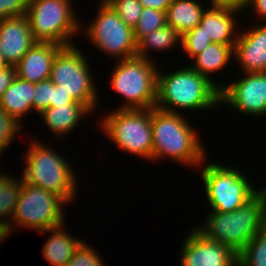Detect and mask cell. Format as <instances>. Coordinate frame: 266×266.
Here are the masks:
<instances>
[{
	"mask_svg": "<svg viewBox=\"0 0 266 266\" xmlns=\"http://www.w3.org/2000/svg\"><path fill=\"white\" fill-rule=\"evenodd\" d=\"M216 84L190 65L170 73L158 70L155 107L174 113L179 112L178 108L185 111L216 108L221 105V85Z\"/></svg>",
	"mask_w": 266,
	"mask_h": 266,
	"instance_id": "cell-1",
	"label": "cell"
},
{
	"mask_svg": "<svg viewBox=\"0 0 266 266\" xmlns=\"http://www.w3.org/2000/svg\"><path fill=\"white\" fill-rule=\"evenodd\" d=\"M179 113L151 109L152 161L170 157L190 167L202 166L207 151L184 114Z\"/></svg>",
	"mask_w": 266,
	"mask_h": 266,
	"instance_id": "cell-2",
	"label": "cell"
},
{
	"mask_svg": "<svg viewBox=\"0 0 266 266\" xmlns=\"http://www.w3.org/2000/svg\"><path fill=\"white\" fill-rule=\"evenodd\" d=\"M264 187V188H263ZM244 206L231 212L211 211L203 226L196 229L239 254L266 225V186Z\"/></svg>",
	"mask_w": 266,
	"mask_h": 266,
	"instance_id": "cell-3",
	"label": "cell"
},
{
	"mask_svg": "<svg viewBox=\"0 0 266 266\" xmlns=\"http://www.w3.org/2000/svg\"><path fill=\"white\" fill-rule=\"evenodd\" d=\"M29 146L28 152L23 155L26 157V166L21 175L23 179L27 183L61 196L67 203H73L78 192L77 175L67 160L40 141L31 140Z\"/></svg>",
	"mask_w": 266,
	"mask_h": 266,
	"instance_id": "cell-4",
	"label": "cell"
},
{
	"mask_svg": "<svg viewBox=\"0 0 266 266\" xmlns=\"http://www.w3.org/2000/svg\"><path fill=\"white\" fill-rule=\"evenodd\" d=\"M63 204L68 203L61 196L27 183L22 178V189L12 221L0 234V244L15 229L14 225L41 232L63 224Z\"/></svg>",
	"mask_w": 266,
	"mask_h": 266,
	"instance_id": "cell-5",
	"label": "cell"
},
{
	"mask_svg": "<svg viewBox=\"0 0 266 266\" xmlns=\"http://www.w3.org/2000/svg\"><path fill=\"white\" fill-rule=\"evenodd\" d=\"M158 69L152 59L132 57L119 60L111 86L126 101L118 109H152L157 100Z\"/></svg>",
	"mask_w": 266,
	"mask_h": 266,
	"instance_id": "cell-6",
	"label": "cell"
},
{
	"mask_svg": "<svg viewBox=\"0 0 266 266\" xmlns=\"http://www.w3.org/2000/svg\"><path fill=\"white\" fill-rule=\"evenodd\" d=\"M70 4L71 0H28L26 16L37 42L74 45L73 35L84 29Z\"/></svg>",
	"mask_w": 266,
	"mask_h": 266,
	"instance_id": "cell-7",
	"label": "cell"
},
{
	"mask_svg": "<svg viewBox=\"0 0 266 266\" xmlns=\"http://www.w3.org/2000/svg\"><path fill=\"white\" fill-rule=\"evenodd\" d=\"M100 122L106 137L120 149L152 160L151 109H116Z\"/></svg>",
	"mask_w": 266,
	"mask_h": 266,
	"instance_id": "cell-8",
	"label": "cell"
},
{
	"mask_svg": "<svg viewBox=\"0 0 266 266\" xmlns=\"http://www.w3.org/2000/svg\"><path fill=\"white\" fill-rule=\"evenodd\" d=\"M201 180L212 211L231 212L249 202L260 190L236 168L212 163L203 166Z\"/></svg>",
	"mask_w": 266,
	"mask_h": 266,
	"instance_id": "cell-9",
	"label": "cell"
},
{
	"mask_svg": "<svg viewBox=\"0 0 266 266\" xmlns=\"http://www.w3.org/2000/svg\"><path fill=\"white\" fill-rule=\"evenodd\" d=\"M86 58L76 45L62 47L55 55L50 80L93 113L99 100Z\"/></svg>",
	"mask_w": 266,
	"mask_h": 266,
	"instance_id": "cell-10",
	"label": "cell"
},
{
	"mask_svg": "<svg viewBox=\"0 0 266 266\" xmlns=\"http://www.w3.org/2000/svg\"><path fill=\"white\" fill-rule=\"evenodd\" d=\"M98 8L94 21L83 31L85 38L118 61L137 56L133 29L104 0H101Z\"/></svg>",
	"mask_w": 266,
	"mask_h": 266,
	"instance_id": "cell-11",
	"label": "cell"
},
{
	"mask_svg": "<svg viewBox=\"0 0 266 266\" xmlns=\"http://www.w3.org/2000/svg\"><path fill=\"white\" fill-rule=\"evenodd\" d=\"M243 75L233 83L221 85L220 103L244 115H266V71Z\"/></svg>",
	"mask_w": 266,
	"mask_h": 266,
	"instance_id": "cell-12",
	"label": "cell"
},
{
	"mask_svg": "<svg viewBox=\"0 0 266 266\" xmlns=\"http://www.w3.org/2000/svg\"><path fill=\"white\" fill-rule=\"evenodd\" d=\"M184 241L180 266H238V254L224 244L207 239L196 228Z\"/></svg>",
	"mask_w": 266,
	"mask_h": 266,
	"instance_id": "cell-13",
	"label": "cell"
},
{
	"mask_svg": "<svg viewBox=\"0 0 266 266\" xmlns=\"http://www.w3.org/2000/svg\"><path fill=\"white\" fill-rule=\"evenodd\" d=\"M36 42L26 15L0 20V50L8 64L16 65Z\"/></svg>",
	"mask_w": 266,
	"mask_h": 266,
	"instance_id": "cell-14",
	"label": "cell"
},
{
	"mask_svg": "<svg viewBox=\"0 0 266 266\" xmlns=\"http://www.w3.org/2000/svg\"><path fill=\"white\" fill-rule=\"evenodd\" d=\"M233 57L243 73L266 71V24L240 32L233 47Z\"/></svg>",
	"mask_w": 266,
	"mask_h": 266,
	"instance_id": "cell-15",
	"label": "cell"
},
{
	"mask_svg": "<svg viewBox=\"0 0 266 266\" xmlns=\"http://www.w3.org/2000/svg\"><path fill=\"white\" fill-rule=\"evenodd\" d=\"M62 47L51 42H36L15 65L17 77L33 84L50 79L55 55Z\"/></svg>",
	"mask_w": 266,
	"mask_h": 266,
	"instance_id": "cell-16",
	"label": "cell"
},
{
	"mask_svg": "<svg viewBox=\"0 0 266 266\" xmlns=\"http://www.w3.org/2000/svg\"><path fill=\"white\" fill-rule=\"evenodd\" d=\"M210 6L204 11L199 24L203 32L210 37L212 43L235 45L239 35L238 32L235 34L237 27L235 15L242 10L230 6Z\"/></svg>",
	"mask_w": 266,
	"mask_h": 266,
	"instance_id": "cell-17",
	"label": "cell"
},
{
	"mask_svg": "<svg viewBox=\"0 0 266 266\" xmlns=\"http://www.w3.org/2000/svg\"><path fill=\"white\" fill-rule=\"evenodd\" d=\"M33 97L34 84L16 76L1 96L0 108L21 125L22 117L33 110Z\"/></svg>",
	"mask_w": 266,
	"mask_h": 266,
	"instance_id": "cell-18",
	"label": "cell"
},
{
	"mask_svg": "<svg viewBox=\"0 0 266 266\" xmlns=\"http://www.w3.org/2000/svg\"><path fill=\"white\" fill-rule=\"evenodd\" d=\"M90 112L85 105L76 101L73 104H65V106L50 107L44 110L40 116L44 118L48 130L52 131L57 138H62V135L70 134Z\"/></svg>",
	"mask_w": 266,
	"mask_h": 266,
	"instance_id": "cell-19",
	"label": "cell"
},
{
	"mask_svg": "<svg viewBox=\"0 0 266 266\" xmlns=\"http://www.w3.org/2000/svg\"><path fill=\"white\" fill-rule=\"evenodd\" d=\"M63 226L65 224L41 231L51 233L43 246V257L53 266H67L75 250L84 241L73 238Z\"/></svg>",
	"mask_w": 266,
	"mask_h": 266,
	"instance_id": "cell-20",
	"label": "cell"
},
{
	"mask_svg": "<svg viewBox=\"0 0 266 266\" xmlns=\"http://www.w3.org/2000/svg\"><path fill=\"white\" fill-rule=\"evenodd\" d=\"M205 10L196 0H172L166 11L167 25L183 35L200 24Z\"/></svg>",
	"mask_w": 266,
	"mask_h": 266,
	"instance_id": "cell-21",
	"label": "cell"
},
{
	"mask_svg": "<svg viewBox=\"0 0 266 266\" xmlns=\"http://www.w3.org/2000/svg\"><path fill=\"white\" fill-rule=\"evenodd\" d=\"M233 47L234 45L211 43L201 54H198L193 59L195 63L191 67L213 82L209 76L213 72H219V70L224 69L229 64L228 62L233 57Z\"/></svg>",
	"mask_w": 266,
	"mask_h": 266,
	"instance_id": "cell-22",
	"label": "cell"
},
{
	"mask_svg": "<svg viewBox=\"0 0 266 266\" xmlns=\"http://www.w3.org/2000/svg\"><path fill=\"white\" fill-rule=\"evenodd\" d=\"M1 171V170H0ZM20 180L0 172V234L10 225L22 189Z\"/></svg>",
	"mask_w": 266,
	"mask_h": 266,
	"instance_id": "cell-23",
	"label": "cell"
},
{
	"mask_svg": "<svg viewBox=\"0 0 266 266\" xmlns=\"http://www.w3.org/2000/svg\"><path fill=\"white\" fill-rule=\"evenodd\" d=\"M182 35L173 29L171 26L165 25L162 28L156 29L149 35L142 37L137 42V56L152 59L149 55V51L159 50L165 51L166 49H172L179 42L181 44Z\"/></svg>",
	"mask_w": 266,
	"mask_h": 266,
	"instance_id": "cell-24",
	"label": "cell"
},
{
	"mask_svg": "<svg viewBox=\"0 0 266 266\" xmlns=\"http://www.w3.org/2000/svg\"><path fill=\"white\" fill-rule=\"evenodd\" d=\"M238 266H266V225L238 254Z\"/></svg>",
	"mask_w": 266,
	"mask_h": 266,
	"instance_id": "cell-25",
	"label": "cell"
},
{
	"mask_svg": "<svg viewBox=\"0 0 266 266\" xmlns=\"http://www.w3.org/2000/svg\"><path fill=\"white\" fill-rule=\"evenodd\" d=\"M167 25L166 12L143 7L134 31L135 41Z\"/></svg>",
	"mask_w": 266,
	"mask_h": 266,
	"instance_id": "cell-26",
	"label": "cell"
},
{
	"mask_svg": "<svg viewBox=\"0 0 266 266\" xmlns=\"http://www.w3.org/2000/svg\"><path fill=\"white\" fill-rule=\"evenodd\" d=\"M124 21V23L134 29L139 21L143 6L139 0H104Z\"/></svg>",
	"mask_w": 266,
	"mask_h": 266,
	"instance_id": "cell-27",
	"label": "cell"
},
{
	"mask_svg": "<svg viewBox=\"0 0 266 266\" xmlns=\"http://www.w3.org/2000/svg\"><path fill=\"white\" fill-rule=\"evenodd\" d=\"M211 43L210 37H207L200 25L184 33L181 39L183 51L192 59L201 54Z\"/></svg>",
	"mask_w": 266,
	"mask_h": 266,
	"instance_id": "cell-28",
	"label": "cell"
},
{
	"mask_svg": "<svg viewBox=\"0 0 266 266\" xmlns=\"http://www.w3.org/2000/svg\"><path fill=\"white\" fill-rule=\"evenodd\" d=\"M22 125H19L12 117L7 115L0 108V155L7 150L9 144L20 132ZM1 157V156H0Z\"/></svg>",
	"mask_w": 266,
	"mask_h": 266,
	"instance_id": "cell-29",
	"label": "cell"
},
{
	"mask_svg": "<svg viewBox=\"0 0 266 266\" xmlns=\"http://www.w3.org/2000/svg\"><path fill=\"white\" fill-rule=\"evenodd\" d=\"M102 261L104 260H101L90 244L82 242L68 261L67 266H104Z\"/></svg>",
	"mask_w": 266,
	"mask_h": 266,
	"instance_id": "cell-30",
	"label": "cell"
},
{
	"mask_svg": "<svg viewBox=\"0 0 266 266\" xmlns=\"http://www.w3.org/2000/svg\"><path fill=\"white\" fill-rule=\"evenodd\" d=\"M52 101V81L50 79L34 84L33 110L41 114L50 108Z\"/></svg>",
	"mask_w": 266,
	"mask_h": 266,
	"instance_id": "cell-31",
	"label": "cell"
},
{
	"mask_svg": "<svg viewBox=\"0 0 266 266\" xmlns=\"http://www.w3.org/2000/svg\"><path fill=\"white\" fill-rule=\"evenodd\" d=\"M28 0H0V20L26 15Z\"/></svg>",
	"mask_w": 266,
	"mask_h": 266,
	"instance_id": "cell-32",
	"label": "cell"
},
{
	"mask_svg": "<svg viewBox=\"0 0 266 266\" xmlns=\"http://www.w3.org/2000/svg\"><path fill=\"white\" fill-rule=\"evenodd\" d=\"M75 102L70 94H67L60 86L52 82V101H50V107L65 106V104H73Z\"/></svg>",
	"mask_w": 266,
	"mask_h": 266,
	"instance_id": "cell-33",
	"label": "cell"
},
{
	"mask_svg": "<svg viewBox=\"0 0 266 266\" xmlns=\"http://www.w3.org/2000/svg\"><path fill=\"white\" fill-rule=\"evenodd\" d=\"M16 76L15 65L9 64L3 68H0V98L5 90L12 84Z\"/></svg>",
	"mask_w": 266,
	"mask_h": 266,
	"instance_id": "cell-34",
	"label": "cell"
},
{
	"mask_svg": "<svg viewBox=\"0 0 266 266\" xmlns=\"http://www.w3.org/2000/svg\"><path fill=\"white\" fill-rule=\"evenodd\" d=\"M140 4L145 8H152L159 11H167L172 0H139Z\"/></svg>",
	"mask_w": 266,
	"mask_h": 266,
	"instance_id": "cell-35",
	"label": "cell"
},
{
	"mask_svg": "<svg viewBox=\"0 0 266 266\" xmlns=\"http://www.w3.org/2000/svg\"><path fill=\"white\" fill-rule=\"evenodd\" d=\"M249 7L254 8L252 11H255L256 14L260 17V19L265 18L266 20V0H247L244 10Z\"/></svg>",
	"mask_w": 266,
	"mask_h": 266,
	"instance_id": "cell-36",
	"label": "cell"
},
{
	"mask_svg": "<svg viewBox=\"0 0 266 266\" xmlns=\"http://www.w3.org/2000/svg\"><path fill=\"white\" fill-rule=\"evenodd\" d=\"M210 5L235 7L244 10L247 0H210Z\"/></svg>",
	"mask_w": 266,
	"mask_h": 266,
	"instance_id": "cell-37",
	"label": "cell"
},
{
	"mask_svg": "<svg viewBox=\"0 0 266 266\" xmlns=\"http://www.w3.org/2000/svg\"><path fill=\"white\" fill-rule=\"evenodd\" d=\"M7 65H9V64L6 62V60H5L4 56H3V53L0 50V68H3L5 66H7Z\"/></svg>",
	"mask_w": 266,
	"mask_h": 266,
	"instance_id": "cell-38",
	"label": "cell"
}]
</instances>
